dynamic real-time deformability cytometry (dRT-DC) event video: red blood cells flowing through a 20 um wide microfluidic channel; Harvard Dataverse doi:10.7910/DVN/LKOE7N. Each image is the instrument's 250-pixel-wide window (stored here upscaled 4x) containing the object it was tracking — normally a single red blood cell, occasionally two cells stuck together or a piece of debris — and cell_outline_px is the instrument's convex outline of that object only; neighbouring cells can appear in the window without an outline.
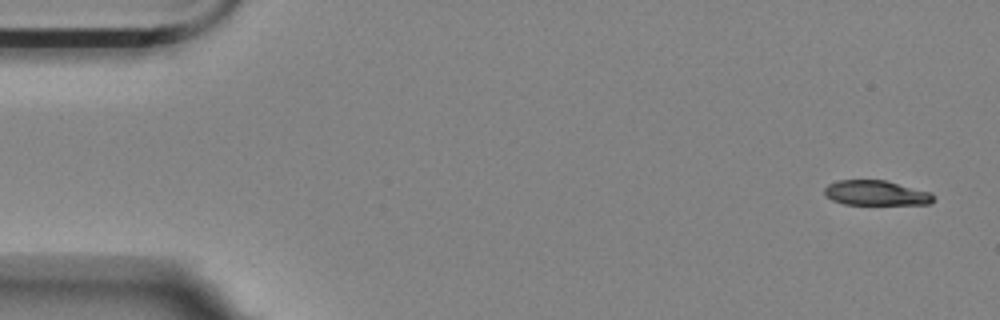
{"species": "Egyptian fruit bat (a non-hibernating species)", "species_latin": "Rousettus aegyptiacus", "temperature_condition": "room temperature", "stored_images_in_passage": 55, "camera_frame_rate_fps": 3000, "um_per_image_px": 0.085, "animal": {"sex": "female"}, "frame": {"image": 1, "passage_image": 1, "time_ms": 0.0, "image_size_px": [1000, 320], "cell_outline_px": [[936, 200], [928, 204], [844, 204], [832, 200], [824, 196], [824, 188], [828, 184], [836, 180], [884, 180], [932, 192], [936, 196]], "centroid_in_image_um": [74.47, 16.4], "position_along_channel_um": 10.5, "area_um2": 16.01}}
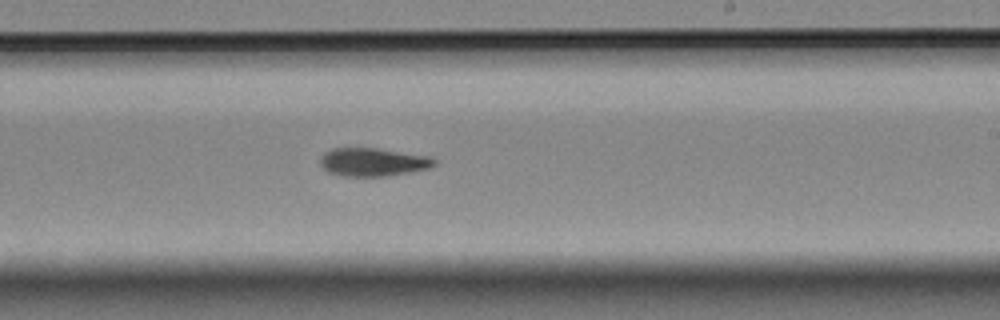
{"frame": {"image": 2, "passage_image": 32, "time_ms": 10.333, "image_size_px": [1000, 320], "cell_outline_px": [[436, 164], [428, 168], [408, 172], [384, 176], [344, 176], [328, 172], [320, 164], [320, 156], [324, 152], [332, 148], [376, 148], [432, 156], [436, 160]], "centroid_in_image_um": [31.69, 13.76], "position_along_channel_um": 257.3, "area_um2": 18.79}}
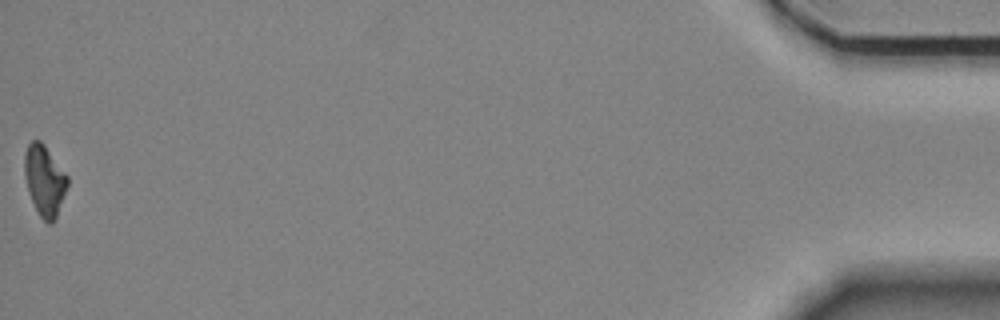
{"frame": {"image": 3, "passage_image": 55, "time_ms": 18.0, "image_size_px": [1000, 320], "cell_outline_px": [[68, 184], [56, 216], [52, 224], [48, 224], [40, 216], [28, 192], [24, 176], [24, 156], [28, 144], [32, 140], [40, 140], [44, 144], [68, 176]], "centroid_in_image_um": [3.77, 15.31], "position_along_channel_um": 431.4, "area_um2": 17.51}, "authors_computed_cell_mechanics": {"area_um2": 18.496, "velocity_mm_per_s": 3.5291, "shape_relaxation_time_tau1_ms": 8.1278, "shape_relaxation_time_tau2_ms": null, "deformation_change_tau1": 0.1817, "deformation_change_tau2": null}}